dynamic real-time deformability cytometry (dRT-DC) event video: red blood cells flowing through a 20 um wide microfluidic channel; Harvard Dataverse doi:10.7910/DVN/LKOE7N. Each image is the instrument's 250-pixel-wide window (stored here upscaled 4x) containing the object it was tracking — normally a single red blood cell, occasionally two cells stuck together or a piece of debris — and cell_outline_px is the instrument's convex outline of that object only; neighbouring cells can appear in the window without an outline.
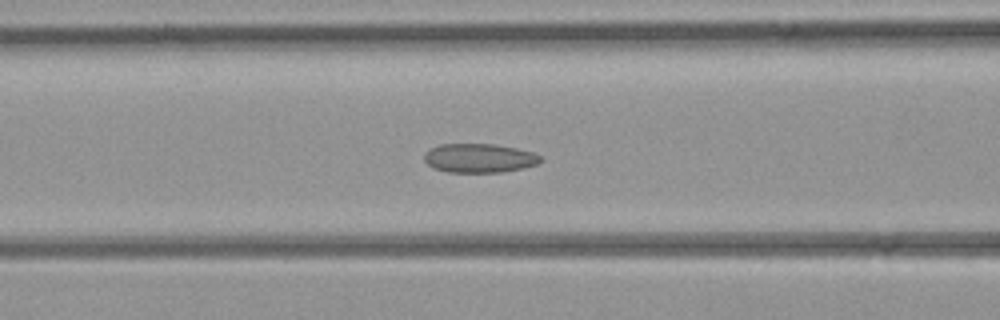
{"species": "common noctule bat (a hibernating species)", "species_latin": "Nyctalus noctula", "temperature_condition": "room temperature", "stored_images_in_passage": 47, "camera_frame_rate_fps": 3000, "um_per_image_px": 0.085, "animal": {"sex": "female", "body_mass_g": 21.9}, "frame": {"image": 1, "passage_image": 19, "time_ms": 6.0, "image_size_px": [1000, 320], "cell_outline_px": [[544, 160], [536, 164], [524, 168], [500, 172], [448, 172], [432, 168], [424, 160], [424, 152], [428, 148], [440, 144], [492, 144], [516, 148], [532, 152], [540, 156]], "centroid_in_image_um": [40.7, 13.44], "position_along_channel_um": 125.9, "area_um2": 19.77}}
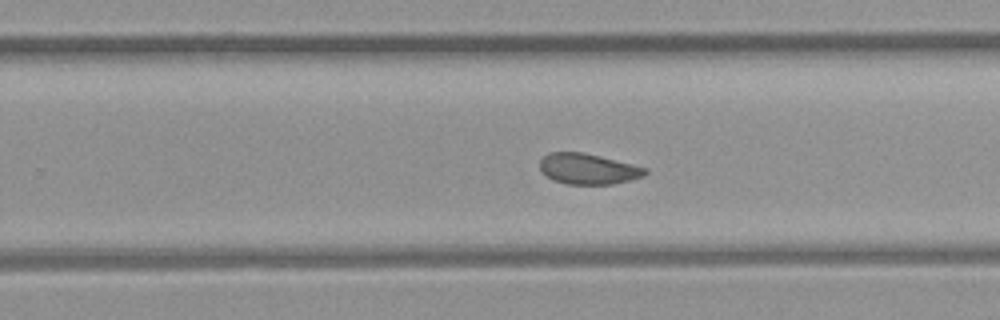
{"frame": {"image": 2, "passage_image": 29, "time_ms": 9.333, "image_size_px": [1000, 320], "cell_outline_px": [[648, 172], [644, 176], [632, 180], [612, 184], [568, 184], [552, 180], [540, 168], [540, 160], [548, 152], [584, 152], [648, 168]], "centroid_in_image_um": [50.02, 14.35], "position_along_channel_um": 279.8, "area_um2": 18.84}}
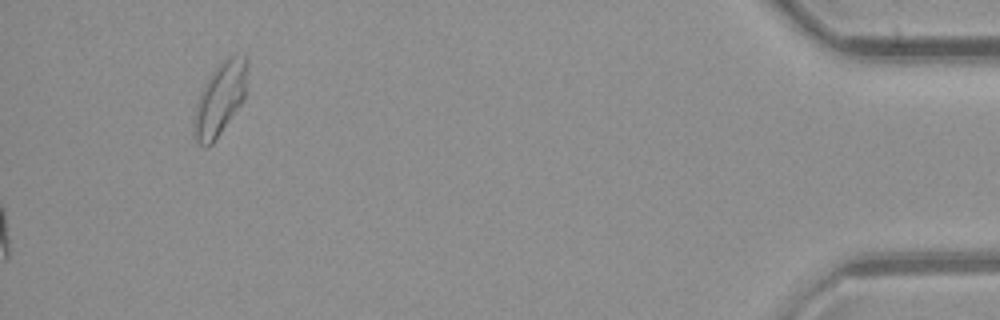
{"frame": {"image": 3, "passage_image": 47, "time_ms": 15.333, "image_size_px": [1000, 320], "cell_outline_px": [[248, 72], [244, 100], [216, 140], [212, 144], [204, 148], [196, 140], [192, 132], [192, 128], [196, 104], [200, 92], [204, 84], [216, 64], [228, 56], [244, 56], [248, 60]], "centroid_in_image_um": [18.69, 8.41], "position_along_channel_um": 416.5, "area_um2": 23.06}}